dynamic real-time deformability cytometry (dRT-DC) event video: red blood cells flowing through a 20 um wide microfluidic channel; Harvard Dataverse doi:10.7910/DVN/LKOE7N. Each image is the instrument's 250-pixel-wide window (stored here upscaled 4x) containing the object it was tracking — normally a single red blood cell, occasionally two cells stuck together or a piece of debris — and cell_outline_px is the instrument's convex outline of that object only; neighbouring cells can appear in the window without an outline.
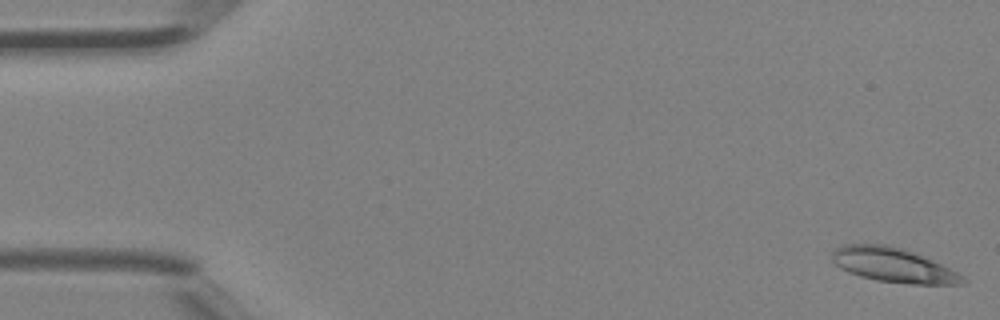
{"species": "Egyptian fruit bat (a non-hibernating species)", "species_latin": "Rousettus aegyptiacus", "temperature_condition": "room temperature", "stored_images_in_passage": 45, "camera_frame_rate_fps": 3000, "um_per_image_px": 0.085, "animal": {"sex": "female"}, "frame": {"image": 1, "passage_image": 1, "time_ms": 0.0, "image_size_px": [1000, 320], "cell_outline_px": [[968, 280], [964, 284], [908, 284], [876, 280], [860, 276], [848, 272], [840, 268], [832, 260], [832, 252], [836, 248], [844, 244], [888, 244], [904, 248], [916, 252], [964, 276]], "centroid_in_image_um": [75.93, 22.52], "position_along_channel_um": 9.1, "area_um2": 26.3}}
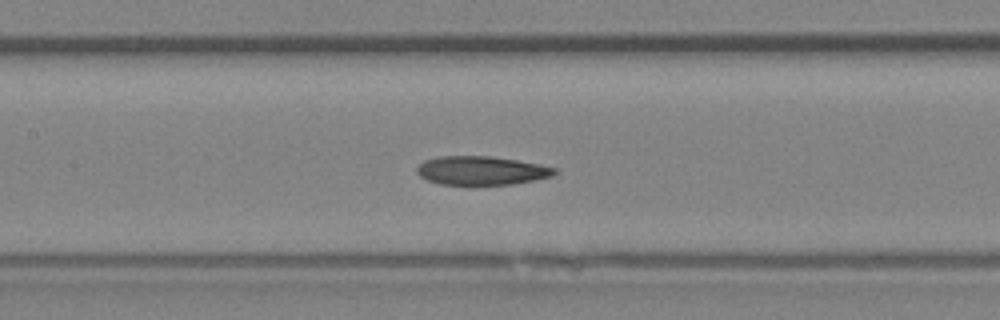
{"frame": {"image": 2, "passage_image": 21, "time_ms": 6.667, "image_size_px": [1000, 320], "cell_outline_px": [[556, 172], [552, 176], [512, 184], [472, 188], [468, 188], [440, 184], [428, 180], [420, 176], [416, 172], [416, 168], [424, 160], [440, 156], [492, 156], [540, 164], [556, 168]], "centroid_in_image_um": [40.87, 14.54], "position_along_channel_um": 166.5, "area_um2": 23.93}}
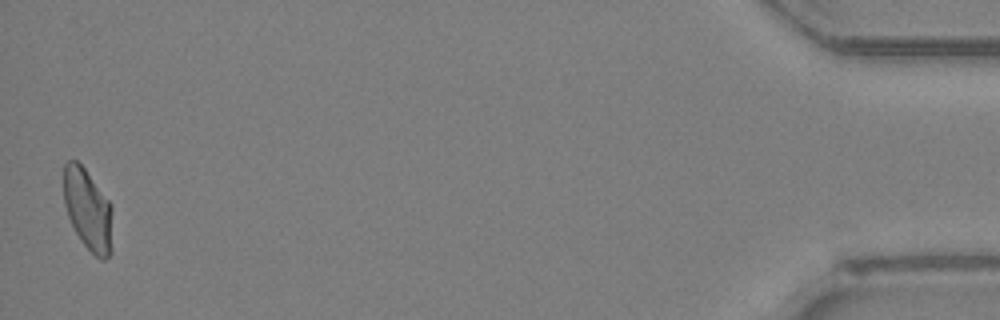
{"frame": {"image": 3, "passage_image": 45, "time_ms": 14.667, "image_size_px": [1000, 320], "cell_outline_px": [[112, 252], [104, 260], [100, 260], [80, 240], [68, 216], [64, 204], [64, 164], [68, 160], [76, 160], [84, 168], [112, 204]], "centroid_in_image_um": [7.49, 17.83], "position_along_channel_um": 427.7, "area_um2": 23.24}, "authors_computed_cell_mechanics": {"area_um2": 23.9292, "velocity_mm_per_s": 4.4491, "shape_relaxation_time_tau1_ms": null, "shape_relaxation_time_tau2_ms": 7.805, "deformation_change_tau1": null, "deformation_change_tau2": 0.1704}}